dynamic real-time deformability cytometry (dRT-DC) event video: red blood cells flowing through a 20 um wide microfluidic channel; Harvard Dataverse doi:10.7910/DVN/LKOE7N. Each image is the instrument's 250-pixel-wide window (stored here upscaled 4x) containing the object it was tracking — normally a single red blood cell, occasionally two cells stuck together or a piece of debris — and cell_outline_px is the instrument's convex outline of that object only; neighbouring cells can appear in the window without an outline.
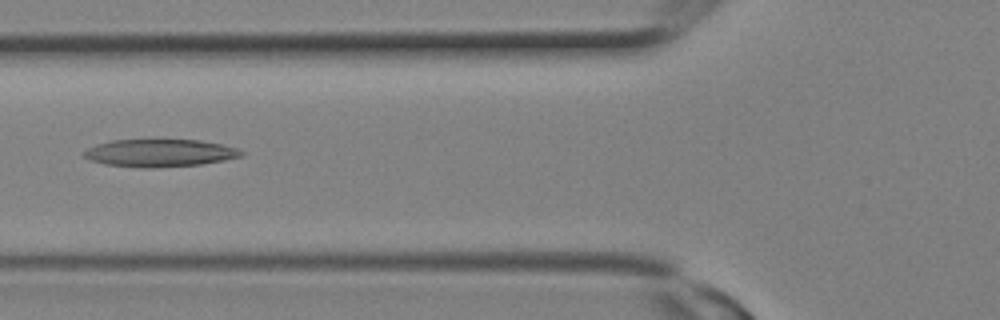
{"species": "Egyptian fruit bat (a non-hibernating species)", "species_latin": "Rousettus aegyptiacus", "temperature_condition": "room temperature", "stored_images_in_passage": 11, "camera_frame_rate_fps": 3000, "um_per_image_px": 0.085, "animal": {"sex": "female"}, "frame": {"image": 1, "passage_image": 10, "time_ms": 3.0, "image_size_px": [1000, 320], "cell_outline_px": [[244, 156], [224, 160], [200, 164], [156, 168], [140, 168], [104, 164], [80, 156], [80, 152], [96, 144], [112, 140], [200, 140], [220, 144], [236, 148], [244, 152]], "centroid_in_image_um": [13.53, 13.01], "position_along_channel_um": 112.3, "area_um2": 25.43}}